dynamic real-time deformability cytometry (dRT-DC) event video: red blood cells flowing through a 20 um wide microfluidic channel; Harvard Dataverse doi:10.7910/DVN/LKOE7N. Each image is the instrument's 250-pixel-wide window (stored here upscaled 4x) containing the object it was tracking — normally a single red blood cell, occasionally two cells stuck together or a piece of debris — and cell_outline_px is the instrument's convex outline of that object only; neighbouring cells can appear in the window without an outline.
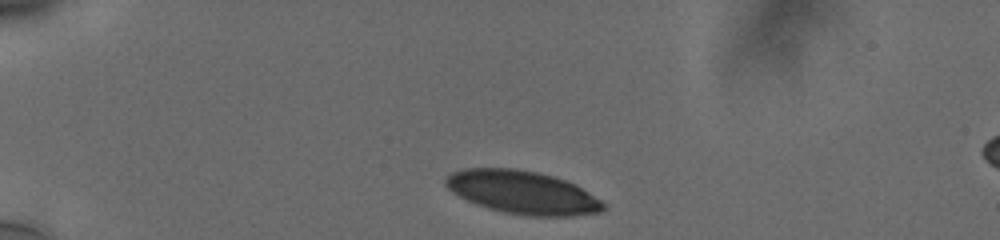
{"species": "human", "species_latin": "Homo sapiens", "temperature_condition": "cold", "stored_images_in_passage": 5, "camera_frame_rate_fps": 3000, "um_per_image_px": 0.085, "donor": {"sex": "male"}, "frame": {"image": 1, "passage_image": 1, "time_ms": 0.0, "image_size_px": [1000, 240], "cell_outline_px": [[608, 208], [600, 212], [572, 216], [524, 216], [504, 212], [488, 208], [476, 204], [452, 192], [444, 184], [444, 180], [452, 172], [464, 168], [516, 168], [536, 172], [552, 176], [564, 180], [580, 188], [600, 200]], "centroid_in_image_um": [44.38, 16.36], "position_along_channel_um": 40.6, "area_um2": 39.36}}
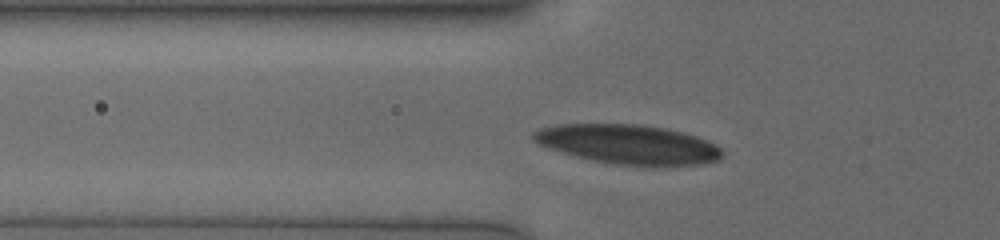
{"frame": {"image": 2, "passage_image": 4, "time_ms": 1.0, "image_size_px": [1000, 240], "cell_outline_px": [[724, 156], [716, 160], [700, 164], [668, 168], [616, 164], [592, 160], [560, 152], [548, 148], [532, 140], [532, 132], [540, 128], [560, 124], [640, 124], [664, 128], [696, 136], [720, 148], [724, 152]], "centroid_in_image_um": [53.41, 12.29], "position_along_channel_um": 72.4, "area_um2": 43.7}}